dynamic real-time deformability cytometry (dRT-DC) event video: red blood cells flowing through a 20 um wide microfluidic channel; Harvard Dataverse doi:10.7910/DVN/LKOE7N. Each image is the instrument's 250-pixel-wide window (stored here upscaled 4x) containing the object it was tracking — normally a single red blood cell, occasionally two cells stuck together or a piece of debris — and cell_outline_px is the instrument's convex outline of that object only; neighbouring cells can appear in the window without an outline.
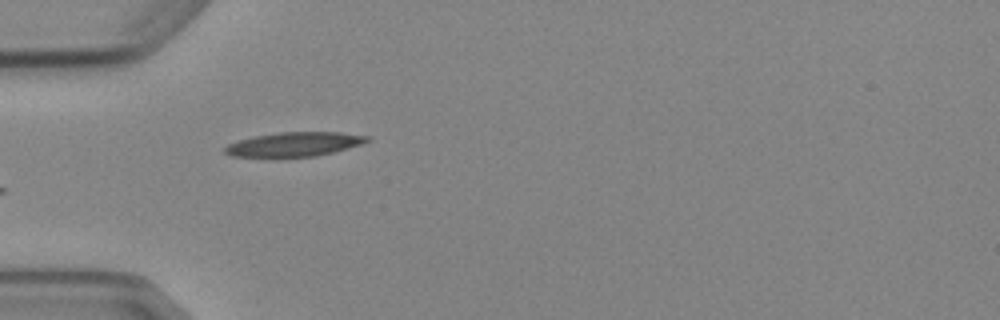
{"species": "Egyptian fruit bat (a non-hibernating species)", "species_latin": "Rousettus aegyptiacus", "temperature_condition": "cold", "stored_images_in_passage": 8, "camera_frame_rate_fps": 3000, "um_per_image_px": 0.085, "animal": {"sex": "female"}, "frame": {"image": 1, "passage_image": 5, "time_ms": 5.333, "image_size_px": [1000, 320], "cell_outline_px": [[372, 140], [364, 144], [316, 156], [276, 160], [232, 156], [224, 152], [224, 148], [228, 144], [252, 136], [280, 132], [340, 132], [372, 136]], "centroid_in_image_um": [25.0, 12.3], "position_along_channel_um": 60.0, "area_um2": 21.21}}
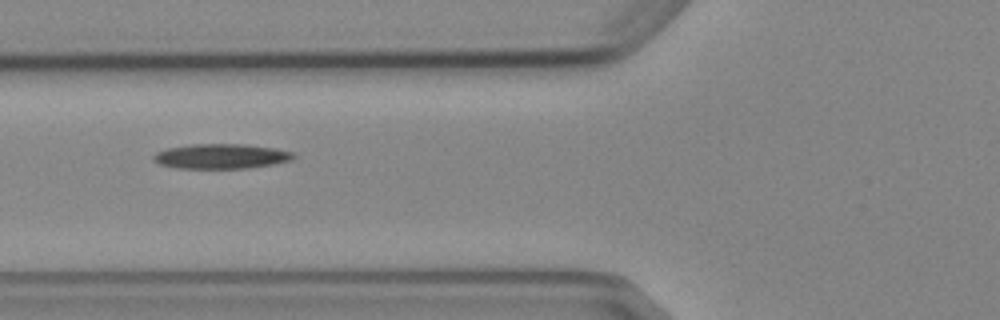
{"frame": {"image": 2, "passage_image": 6, "time_ms": 6.667, "image_size_px": [1000, 320], "cell_outline_px": [[296, 156], [292, 160], [272, 164], [248, 168], [176, 168], [160, 164], [152, 160], [152, 156], [156, 152], [168, 148], [192, 144], [244, 144], [276, 148], [292, 152]], "centroid_in_image_um": [18.79, 13.28], "position_along_channel_um": 107.0, "area_um2": 20.29}}